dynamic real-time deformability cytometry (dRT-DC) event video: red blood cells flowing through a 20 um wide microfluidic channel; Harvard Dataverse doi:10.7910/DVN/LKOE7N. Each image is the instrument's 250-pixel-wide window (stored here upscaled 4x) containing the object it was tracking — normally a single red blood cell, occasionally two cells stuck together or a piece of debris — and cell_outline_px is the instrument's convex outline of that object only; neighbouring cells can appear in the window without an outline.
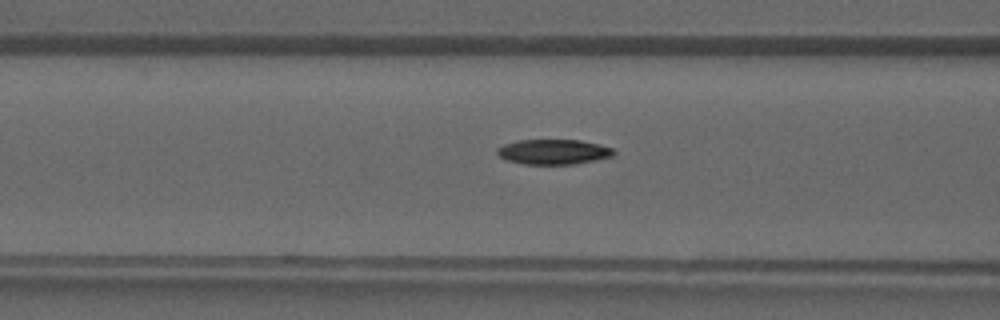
{"species": "common noctule bat (a hibernating species)", "species_latin": "Nyctalus noctula", "temperature_condition": "warm", "stored_images_in_passage": 32, "camera_frame_rate_fps": 3000, "um_per_image_px": 0.085, "animal": {"sex": "male", "forearm_length_mm": 52.5}, "frame": {"image": 1, "passage_image": 8, "time_ms": 2.333, "image_size_px": [1000, 320], "cell_outline_px": [[616, 152], [612, 156], [596, 160], [576, 164], [524, 164], [508, 160], [500, 156], [496, 152], [496, 148], [504, 144], [516, 140], [580, 140], [600, 144], [612, 148]], "centroid_in_image_um": [47.05, 12.9], "position_along_channel_um": 119.5, "area_um2": 17.05}}
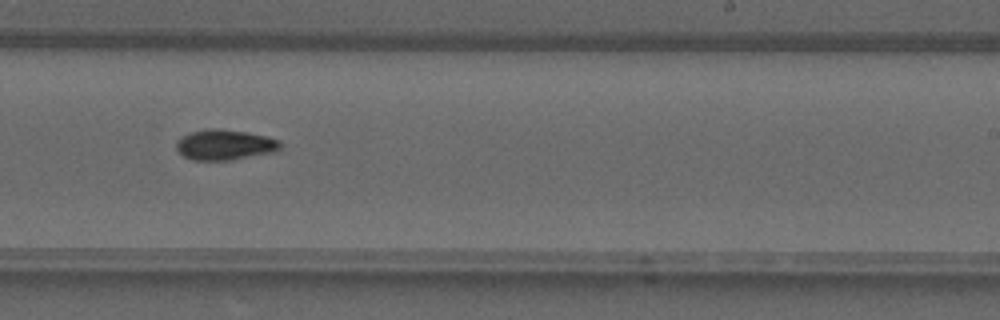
{"frame": {"image": 2, "passage_image": 17, "time_ms": 5.333, "image_size_px": [1000, 320], "cell_outline_px": [[280, 148], [276, 152], [232, 160], [192, 160], [184, 156], [176, 148], [176, 140], [180, 136], [192, 132], [208, 128], [216, 128], [244, 132], [264, 136], [280, 140]], "centroid_in_image_um": [19.09, 12.31], "position_along_channel_um": 269.9, "area_um2": 18.44}}
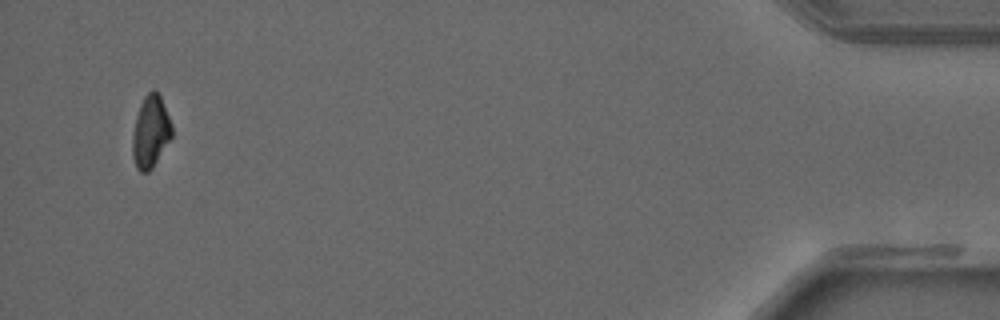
{"frame": {"image": 3, "passage_image": 31, "time_ms": 10.0, "image_size_px": [1000, 320], "cell_outline_px": [[172, 136], [152, 168], [148, 172], [140, 172], [136, 168], [132, 156], [132, 136], [136, 116], [140, 104], [144, 96], [152, 88], [160, 96], [172, 124]], "centroid_in_image_um": [12.78, 11.2], "position_along_channel_um": 422.4, "area_um2": 16.53}}